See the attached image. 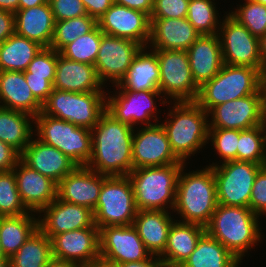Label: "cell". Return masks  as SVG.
Here are the masks:
<instances>
[{
  "label": "cell",
  "mask_w": 266,
  "mask_h": 267,
  "mask_svg": "<svg viewBox=\"0 0 266 267\" xmlns=\"http://www.w3.org/2000/svg\"><path fill=\"white\" fill-rule=\"evenodd\" d=\"M134 129L105 112L91 129L92 155L86 166L107 176H127L133 170Z\"/></svg>",
  "instance_id": "6da1fadb"
},
{
  "label": "cell",
  "mask_w": 266,
  "mask_h": 267,
  "mask_svg": "<svg viewBox=\"0 0 266 267\" xmlns=\"http://www.w3.org/2000/svg\"><path fill=\"white\" fill-rule=\"evenodd\" d=\"M260 218L250 207L218 204L205 231L243 263L245 258L252 257V249L255 251L258 246L261 247L259 244L264 243L266 238Z\"/></svg>",
  "instance_id": "7a4b0ae2"
},
{
  "label": "cell",
  "mask_w": 266,
  "mask_h": 267,
  "mask_svg": "<svg viewBox=\"0 0 266 267\" xmlns=\"http://www.w3.org/2000/svg\"><path fill=\"white\" fill-rule=\"evenodd\" d=\"M166 109L162 114L165 118L159 123L166 131L171 150L180 161L193 163L191 157L209 148L208 113L196 102H168Z\"/></svg>",
  "instance_id": "3957f363"
},
{
  "label": "cell",
  "mask_w": 266,
  "mask_h": 267,
  "mask_svg": "<svg viewBox=\"0 0 266 267\" xmlns=\"http://www.w3.org/2000/svg\"><path fill=\"white\" fill-rule=\"evenodd\" d=\"M189 165L180 171L172 213L176 220L205 227L218 206L213 168Z\"/></svg>",
  "instance_id": "277c9868"
},
{
  "label": "cell",
  "mask_w": 266,
  "mask_h": 267,
  "mask_svg": "<svg viewBox=\"0 0 266 267\" xmlns=\"http://www.w3.org/2000/svg\"><path fill=\"white\" fill-rule=\"evenodd\" d=\"M265 93L264 75L255 68L223 64L218 74L199 87L195 102L207 113L228 101Z\"/></svg>",
  "instance_id": "5b68a950"
},
{
  "label": "cell",
  "mask_w": 266,
  "mask_h": 267,
  "mask_svg": "<svg viewBox=\"0 0 266 267\" xmlns=\"http://www.w3.org/2000/svg\"><path fill=\"white\" fill-rule=\"evenodd\" d=\"M184 165L170 164L133 169L128 177L133 186L137 209L172 212L178 178Z\"/></svg>",
  "instance_id": "8992f818"
},
{
  "label": "cell",
  "mask_w": 266,
  "mask_h": 267,
  "mask_svg": "<svg viewBox=\"0 0 266 267\" xmlns=\"http://www.w3.org/2000/svg\"><path fill=\"white\" fill-rule=\"evenodd\" d=\"M110 88H106V112L115 120L134 128L153 126L160 122L161 112L168 103L160 91H130L114 86Z\"/></svg>",
  "instance_id": "52a82bcc"
},
{
  "label": "cell",
  "mask_w": 266,
  "mask_h": 267,
  "mask_svg": "<svg viewBox=\"0 0 266 267\" xmlns=\"http://www.w3.org/2000/svg\"><path fill=\"white\" fill-rule=\"evenodd\" d=\"M34 136L59 149L78 166H86L92 155L91 130L40 112L34 117Z\"/></svg>",
  "instance_id": "ba28073f"
},
{
  "label": "cell",
  "mask_w": 266,
  "mask_h": 267,
  "mask_svg": "<svg viewBox=\"0 0 266 267\" xmlns=\"http://www.w3.org/2000/svg\"><path fill=\"white\" fill-rule=\"evenodd\" d=\"M41 112L91 130L106 112V92L77 93L53 88Z\"/></svg>",
  "instance_id": "9c48e42d"
},
{
  "label": "cell",
  "mask_w": 266,
  "mask_h": 267,
  "mask_svg": "<svg viewBox=\"0 0 266 267\" xmlns=\"http://www.w3.org/2000/svg\"><path fill=\"white\" fill-rule=\"evenodd\" d=\"M137 212L134 190L128 175L108 176L102 183L93 211L95 225L99 229L133 225Z\"/></svg>",
  "instance_id": "30bf717a"
},
{
  "label": "cell",
  "mask_w": 266,
  "mask_h": 267,
  "mask_svg": "<svg viewBox=\"0 0 266 267\" xmlns=\"http://www.w3.org/2000/svg\"><path fill=\"white\" fill-rule=\"evenodd\" d=\"M153 51L160 68L159 91L167 102H195L199 86L193 79L187 51Z\"/></svg>",
  "instance_id": "8fae6325"
},
{
  "label": "cell",
  "mask_w": 266,
  "mask_h": 267,
  "mask_svg": "<svg viewBox=\"0 0 266 267\" xmlns=\"http://www.w3.org/2000/svg\"><path fill=\"white\" fill-rule=\"evenodd\" d=\"M265 165L231 160L212 167L218 204L249 207L254 180L258 171Z\"/></svg>",
  "instance_id": "7c38bea8"
},
{
  "label": "cell",
  "mask_w": 266,
  "mask_h": 267,
  "mask_svg": "<svg viewBox=\"0 0 266 267\" xmlns=\"http://www.w3.org/2000/svg\"><path fill=\"white\" fill-rule=\"evenodd\" d=\"M223 64L258 69L263 74L259 39L228 13L222 18L218 31Z\"/></svg>",
  "instance_id": "4fadbf2b"
},
{
  "label": "cell",
  "mask_w": 266,
  "mask_h": 267,
  "mask_svg": "<svg viewBox=\"0 0 266 267\" xmlns=\"http://www.w3.org/2000/svg\"><path fill=\"white\" fill-rule=\"evenodd\" d=\"M265 105V93H254L214 106L208 112L209 129L245 130L263 125Z\"/></svg>",
  "instance_id": "5bb4252c"
},
{
  "label": "cell",
  "mask_w": 266,
  "mask_h": 267,
  "mask_svg": "<svg viewBox=\"0 0 266 267\" xmlns=\"http://www.w3.org/2000/svg\"><path fill=\"white\" fill-rule=\"evenodd\" d=\"M141 48L139 43L129 39L105 34L102 36L94 66L99 80L106 88L121 81Z\"/></svg>",
  "instance_id": "9a60e30c"
},
{
  "label": "cell",
  "mask_w": 266,
  "mask_h": 267,
  "mask_svg": "<svg viewBox=\"0 0 266 267\" xmlns=\"http://www.w3.org/2000/svg\"><path fill=\"white\" fill-rule=\"evenodd\" d=\"M99 241L100 259L115 265L143 261L152 256L133 225L100 228Z\"/></svg>",
  "instance_id": "2e32d148"
},
{
  "label": "cell",
  "mask_w": 266,
  "mask_h": 267,
  "mask_svg": "<svg viewBox=\"0 0 266 267\" xmlns=\"http://www.w3.org/2000/svg\"><path fill=\"white\" fill-rule=\"evenodd\" d=\"M132 161L133 169L186 164L172 152L166 131L160 123L134 129Z\"/></svg>",
  "instance_id": "e0dca14e"
},
{
  "label": "cell",
  "mask_w": 266,
  "mask_h": 267,
  "mask_svg": "<svg viewBox=\"0 0 266 267\" xmlns=\"http://www.w3.org/2000/svg\"><path fill=\"white\" fill-rule=\"evenodd\" d=\"M54 259L90 267L100 259L99 228L89 227L57 234L50 238Z\"/></svg>",
  "instance_id": "ac0fdd59"
},
{
  "label": "cell",
  "mask_w": 266,
  "mask_h": 267,
  "mask_svg": "<svg viewBox=\"0 0 266 267\" xmlns=\"http://www.w3.org/2000/svg\"><path fill=\"white\" fill-rule=\"evenodd\" d=\"M100 30L147 47L150 39V16L142 11L114 3L98 20Z\"/></svg>",
  "instance_id": "d6986e66"
},
{
  "label": "cell",
  "mask_w": 266,
  "mask_h": 267,
  "mask_svg": "<svg viewBox=\"0 0 266 267\" xmlns=\"http://www.w3.org/2000/svg\"><path fill=\"white\" fill-rule=\"evenodd\" d=\"M37 215L38 228L49 238L67 231L97 227L93 210L58 198Z\"/></svg>",
  "instance_id": "ffe728a7"
},
{
  "label": "cell",
  "mask_w": 266,
  "mask_h": 267,
  "mask_svg": "<svg viewBox=\"0 0 266 267\" xmlns=\"http://www.w3.org/2000/svg\"><path fill=\"white\" fill-rule=\"evenodd\" d=\"M107 177L87 166H77L57 184V198L94 211L102 183Z\"/></svg>",
  "instance_id": "44dd1931"
},
{
  "label": "cell",
  "mask_w": 266,
  "mask_h": 267,
  "mask_svg": "<svg viewBox=\"0 0 266 267\" xmlns=\"http://www.w3.org/2000/svg\"><path fill=\"white\" fill-rule=\"evenodd\" d=\"M13 171L21 200L30 212L38 214L57 198V184L21 159Z\"/></svg>",
  "instance_id": "7402d4cb"
},
{
  "label": "cell",
  "mask_w": 266,
  "mask_h": 267,
  "mask_svg": "<svg viewBox=\"0 0 266 267\" xmlns=\"http://www.w3.org/2000/svg\"><path fill=\"white\" fill-rule=\"evenodd\" d=\"M20 159L56 184L78 166L59 149L41 142L35 136L21 153Z\"/></svg>",
  "instance_id": "603a6c76"
},
{
  "label": "cell",
  "mask_w": 266,
  "mask_h": 267,
  "mask_svg": "<svg viewBox=\"0 0 266 267\" xmlns=\"http://www.w3.org/2000/svg\"><path fill=\"white\" fill-rule=\"evenodd\" d=\"M152 50L186 51L200 36L187 18H150Z\"/></svg>",
  "instance_id": "cb8c5ba5"
},
{
  "label": "cell",
  "mask_w": 266,
  "mask_h": 267,
  "mask_svg": "<svg viewBox=\"0 0 266 267\" xmlns=\"http://www.w3.org/2000/svg\"><path fill=\"white\" fill-rule=\"evenodd\" d=\"M53 88L70 92H106L92 64L71 61L58 55Z\"/></svg>",
  "instance_id": "d4e9b609"
},
{
  "label": "cell",
  "mask_w": 266,
  "mask_h": 267,
  "mask_svg": "<svg viewBox=\"0 0 266 267\" xmlns=\"http://www.w3.org/2000/svg\"><path fill=\"white\" fill-rule=\"evenodd\" d=\"M186 51L193 79L199 87L213 79L223 65L220 40L217 34L200 35Z\"/></svg>",
  "instance_id": "484cf974"
},
{
  "label": "cell",
  "mask_w": 266,
  "mask_h": 267,
  "mask_svg": "<svg viewBox=\"0 0 266 267\" xmlns=\"http://www.w3.org/2000/svg\"><path fill=\"white\" fill-rule=\"evenodd\" d=\"M55 19L49 2L14 13L15 34L50 47L55 29Z\"/></svg>",
  "instance_id": "4316f807"
},
{
  "label": "cell",
  "mask_w": 266,
  "mask_h": 267,
  "mask_svg": "<svg viewBox=\"0 0 266 267\" xmlns=\"http://www.w3.org/2000/svg\"><path fill=\"white\" fill-rule=\"evenodd\" d=\"M205 233V227L202 225L175 219L168 232L165 250L159 258L168 267L181 266Z\"/></svg>",
  "instance_id": "83f0119b"
},
{
  "label": "cell",
  "mask_w": 266,
  "mask_h": 267,
  "mask_svg": "<svg viewBox=\"0 0 266 267\" xmlns=\"http://www.w3.org/2000/svg\"><path fill=\"white\" fill-rule=\"evenodd\" d=\"M175 219L169 211L138 210L133 226L151 255L159 257L164 252L168 232Z\"/></svg>",
  "instance_id": "f1b7e54d"
},
{
  "label": "cell",
  "mask_w": 266,
  "mask_h": 267,
  "mask_svg": "<svg viewBox=\"0 0 266 267\" xmlns=\"http://www.w3.org/2000/svg\"><path fill=\"white\" fill-rule=\"evenodd\" d=\"M0 107L37 116L42 104L34 97L24 72L0 71Z\"/></svg>",
  "instance_id": "f546056e"
},
{
  "label": "cell",
  "mask_w": 266,
  "mask_h": 267,
  "mask_svg": "<svg viewBox=\"0 0 266 267\" xmlns=\"http://www.w3.org/2000/svg\"><path fill=\"white\" fill-rule=\"evenodd\" d=\"M159 80L157 55L147 46L136 54L126 75L114 87L130 91H159Z\"/></svg>",
  "instance_id": "4dcf8cb0"
},
{
  "label": "cell",
  "mask_w": 266,
  "mask_h": 267,
  "mask_svg": "<svg viewBox=\"0 0 266 267\" xmlns=\"http://www.w3.org/2000/svg\"><path fill=\"white\" fill-rule=\"evenodd\" d=\"M34 136V117L31 114L0 107V141L20 154Z\"/></svg>",
  "instance_id": "1f68e13d"
},
{
  "label": "cell",
  "mask_w": 266,
  "mask_h": 267,
  "mask_svg": "<svg viewBox=\"0 0 266 267\" xmlns=\"http://www.w3.org/2000/svg\"><path fill=\"white\" fill-rule=\"evenodd\" d=\"M37 229L38 215L34 212L0 217V244L5 256L14 255Z\"/></svg>",
  "instance_id": "d6a6232c"
},
{
  "label": "cell",
  "mask_w": 266,
  "mask_h": 267,
  "mask_svg": "<svg viewBox=\"0 0 266 267\" xmlns=\"http://www.w3.org/2000/svg\"><path fill=\"white\" fill-rule=\"evenodd\" d=\"M243 265L222 243L205 233L181 267H241Z\"/></svg>",
  "instance_id": "836d02e7"
},
{
  "label": "cell",
  "mask_w": 266,
  "mask_h": 267,
  "mask_svg": "<svg viewBox=\"0 0 266 267\" xmlns=\"http://www.w3.org/2000/svg\"><path fill=\"white\" fill-rule=\"evenodd\" d=\"M43 46L17 34L0 44V71L24 72Z\"/></svg>",
  "instance_id": "e575fe53"
},
{
  "label": "cell",
  "mask_w": 266,
  "mask_h": 267,
  "mask_svg": "<svg viewBox=\"0 0 266 267\" xmlns=\"http://www.w3.org/2000/svg\"><path fill=\"white\" fill-rule=\"evenodd\" d=\"M52 259L51 240L38 228L9 261L11 267H47Z\"/></svg>",
  "instance_id": "d590c367"
},
{
  "label": "cell",
  "mask_w": 266,
  "mask_h": 267,
  "mask_svg": "<svg viewBox=\"0 0 266 267\" xmlns=\"http://www.w3.org/2000/svg\"><path fill=\"white\" fill-rule=\"evenodd\" d=\"M218 4L219 0L189 1L186 18L200 35L218 34L221 20L228 13L227 9L221 12Z\"/></svg>",
  "instance_id": "8d00e7d4"
},
{
  "label": "cell",
  "mask_w": 266,
  "mask_h": 267,
  "mask_svg": "<svg viewBox=\"0 0 266 267\" xmlns=\"http://www.w3.org/2000/svg\"><path fill=\"white\" fill-rule=\"evenodd\" d=\"M237 2L238 4L235 2L236 6H229L231 8L227 9L228 14L245 26L253 36L260 39L266 34V5L253 0Z\"/></svg>",
  "instance_id": "74e56055"
},
{
  "label": "cell",
  "mask_w": 266,
  "mask_h": 267,
  "mask_svg": "<svg viewBox=\"0 0 266 267\" xmlns=\"http://www.w3.org/2000/svg\"><path fill=\"white\" fill-rule=\"evenodd\" d=\"M239 136L240 130L208 129L209 150H212L210 153L214 152V154H209V156L213 155L214 158H217L213 161L209 158V161H206L209 164L206 163V166L214 167L227 161L237 160Z\"/></svg>",
  "instance_id": "f35d334b"
},
{
  "label": "cell",
  "mask_w": 266,
  "mask_h": 267,
  "mask_svg": "<svg viewBox=\"0 0 266 267\" xmlns=\"http://www.w3.org/2000/svg\"><path fill=\"white\" fill-rule=\"evenodd\" d=\"M97 25V20L89 15L56 21L50 48L60 52L66 45L74 42L78 37L89 33Z\"/></svg>",
  "instance_id": "ab89813d"
},
{
  "label": "cell",
  "mask_w": 266,
  "mask_h": 267,
  "mask_svg": "<svg viewBox=\"0 0 266 267\" xmlns=\"http://www.w3.org/2000/svg\"><path fill=\"white\" fill-rule=\"evenodd\" d=\"M237 160L266 164V131L264 124L240 130Z\"/></svg>",
  "instance_id": "60d3db41"
},
{
  "label": "cell",
  "mask_w": 266,
  "mask_h": 267,
  "mask_svg": "<svg viewBox=\"0 0 266 267\" xmlns=\"http://www.w3.org/2000/svg\"><path fill=\"white\" fill-rule=\"evenodd\" d=\"M103 35L97 25L89 33L66 45L59 53L68 60L94 65Z\"/></svg>",
  "instance_id": "b9f144b4"
},
{
  "label": "cell",
  "mask_w": 266,
  "mask_h": 267,
  "mask_svg": "<svg viewBox=\"0 0 266 267\" xmlns=\"http://www.w3.org/2000/svg\"><path fill=\"white\" fill-rule=\"evenodd\" d=\"M29 212L21 200L14 171L0 172V217L21 216Z\"/></svg>",
  "instance_id": "7bdbcfd3"
},
{
  "label": "cell",
  "mask_w": 266,
  "mask_h": 267,
  "mask_svg": "<svg viewBox=\"0 0 266 267\" xmlns=\"http://www.w3.org/2000/svg\"><path fill=\"white\" fill-rule=\"evenodd\" d=\"M60 53L50 47H43L35 58L29 63L25 77H44L52 85L55 80L56 65Z\"/></svg>",
  "instance_id": "ee69618b"
},
{
  "label": "cell",
  "mask_w": 266,
  "mask_h": 267,
  "mask_svg": "<svg viewBox=\"0 0 266 267\" xmlns=\"http://www.w3.org/2000/svg\"><path fill=\"white\" fill-rule=\"evenodd\" d=\"M249 207L252 212L266 220V165L257 173L251 191Z\"/></svg>",
  "instance_id": "f6af8a7d"
},
{
  "label": "cell",
  "mask_w": 266,
  "mask_h": 267,
  "mask_svg": "<svg viewBox=\"0 0 266 267\" xmlns=\"http://www.w3.org/2000/svg\"><path fill=\"white\" fill-rule=\"evenodd\" d=\"M190 0H154L150 18H186Z\"/></svg>",
  "instance_id": "bcb514c9"
},
{
  "label": "cell",
  "mask_w": 266,
  "mask_h": 267,
  "mask_svg": "<svg viewBox=\"0 0 266 267\" xmlns=\"http://www.w3.org/2000/svg\"><path fill=\"white\" fill-rule=\"evenodd\" d=\"M55 21L87 15L81 0H49Z\"/></svg>",
  "instance_id": "7dc6e473"
},
{
  "label": "cell",
  "mask_w": 266,
  "mask_h": 267,
  "mask_svg": "<svg viewBox=\"0 0 266 267\" xmlns=\"http://www.w3.org/2000/svg\"><path fill=\"white\" fill-rule=\"evenodd\" d=\"M34 97L43 104L53 90V85L44 77H25Z\"/></svg>",
  "instance_id": "c3c4849f"
},
{
  "label": "cell",
  "mask_w": 266,
  "mask_h": 267,
  "mask_svg": "<svg viewBox=\"0 0 266 267\" xmlns=\"http://www.w3.org/2000/svg\"><path fill=\"white\" fill-rule=\"evenodd\" d=\"M21 154L5 142L0 141V172L10 171L17 165Z\"/></svg>",
  "instance_id": "681fc988"
},
{
  "label": "cell",
  "mask_w": 266,
  "mask_h": 267,
  "mask_svg": "<svg viewBox=\"0 0 266 267\" xmlns=\"http://www.w3.org/2000/svg\"><path fill=\"white\" fill-rule=\"evenodd\" d=\"M87 15L98 20L113 4L114 0H81Z\"/></svg>",
  "instance_id": "f907efd6"
},
{
  "label": "cell",
  "mask_w": 266,
  "mask_h": 267,
  "mask_svg": "<svg viewBox=\"0 0 266 267\" xmlns=\"http://www.w3.org/2000/svg\"><path fill=\"white\" fill-rule=\"evenodd\" d=\"M14 33V13L0 9V44Z\"/></svg>",
  "instance_id": "816d5d0a"
},
{
  "label": "cell",
  "mask_w": 266,
  "mask_h": 267,
  "mask_svg": "<svg viewBox=\"0 0 266 267\" xmlns=\"http://www.w3.org/2000/svg\"><path fill=\"white\" fill-rule=\"evenodd\" d=\"M154 0H114V3L142 11L151 16Z\"/></svg>",
  "instance_id": "f5cc1de1"
},
{
  "label": "cell",
  "mask_w": 266,
  "mask_h": 267,
  "mask_svg": "<svg viewBox=\"0 0 266 267\" xmlns=\"http://www.w3.org/2000/svg\"><path fill=\"white\" fill-rule=\"evenodd\" d=\"M118 267H168L158 256L152 255L149 259L136 262L117 264Z\"/></svg>",
  "instance_id": "db71d44e"
},
{
  "label": "cell",
  "mask_w": 266,
  "mask_h": 267,
  "mask_svg": "<svg viewBox=\"0 0 266 267\" xmlns=\"http://www.w3.org/2000/svg\"><path fill=\"white\" fill-rule=\"evenodd\" d=\"M19 0H0V9L15 13L18 10Z\"/></svg>",
  "instance_id": "11a10c76"
},
{
  "label": "cell",
  "mask_w": 266,
  "mask_h": 267,
  "mask_svg": "<svg viewBox=\"0 0 266 267\" xmlns=\"http://www.w3.org/2000/svg\"><path fill=\"white\" fill-rule=\"evenodd\" d=\"M47 0H19L18 9L36 7L46 3Z\"/></svg>",
  "instance_id": "9f6ffc18"
},
{
  "label": "cell",
  "mask_w": 266,
  "mask_h": 267,
  "mask_svg": "<svg viewBox=\"0 0 266 267\" xmlns=\"http://www.w3.org/2000/svg\"><path fill=\"white\" fill-rule=\"evenodd\" d=\"M259 46H260V56L262 59L263 75H264V72L266 71V34L259 39Z\"/></svg>",
  "instance_id": "6f0895ef"
},
{
  "label": "cell",
  "mask_w": 266,
  "mask_h": 267,
  "mask_svg": "<svg viewBox=\"0 0 266 267\" xmlns=\"http://www.w3.org/2000/svg\"><path fill=\"white\" fill-rule=\"evenodd\" d=\"M47 267H83L70 261H62L58 259H52Z\"/></svg>",
  "instance_id": "680465c9"
},
{
  "label": "cell",
  "mask_w": 266,
  "mask_h": 267,
  "mask_svg": "<svg viewBox=\"0 0 266 267\" xmlns=\"http://www.w3.org/2000/svg\"><path fill=\"white\" fill-rule=\"evenodd\" d=\"M90 267H118V265L106 262L102 259L97 260L93 265Z\"/></svg>",
  "instance_id": "91938a15"
},
{
  "label": "cell",
  "mask_w": 266,
  "mask_h": 267,
  "mask_svg": "<svg viewBox=\"0 0 266 267\" xmlns=\"http://www.w3.org/2000/svg\"><path fill=\"white\" fill-rule=\"evenodd\" d=\"M0 267H11L9 258L0 262Z\"/></svg>",
  "instance_id": "94428289"
},
{
  "label": "cell",
  "mask_w": 266,
  "mask_h": 267,
  "mask_svg": "<svg viewBox=\"0 0 266 267\" xmlns=\"http://www.w3.org/2000/svg\"><path fill=\"white\" fill-rule=\"evenodd\" d=\"M8 258L5 256V254L2 251L1 244H0V262L7 260Z\"/></svg>",
  "instance_id": "6125c7cd"
},
{
  "label": "cell",
  "mask_w": 266,
  "mask_h": 267,
  "mask_svg": "<svg viewBox=\"0 0 266 267\" xmlns=\"http://www.w3.org/2000/svg\"><path fill=\"white\" fill-rule=\"evenodd\" d=\"M263 124H264L265 131H266V105H265V109H264V119H263Z\"/></svg>",
  "instance_id": "be15d7a7"
},
{
  "label": "cell",
  "mask_w": 266,
  "mask_h": 267,
  "mask_svg": "<svg viewBox=\"0 0 266 267\" xmlns=\"http://www.w3.org/2000/svg\"><path fill=\"white\" fill-rule=\"evenodd\" d=\"M253 1L266 5V0H253Z\"/></svg>",
  "instance_id": "e7e4bbea"
},
{
  "label": "cell",
  "mask_w": 266,
  "mask_h": 267,
  "mask_svg": "<svg viewBox=\"0 0 266 267\" xmlns=\"http://www.w3.org/2000/svg\"><path fill=\"white\" fill-rule=\"evenodd\" d=\"M264 89H265V98H266V78H264Z\"/></svg>",
  "instance_id": "03108f58"
}]
</instances>
